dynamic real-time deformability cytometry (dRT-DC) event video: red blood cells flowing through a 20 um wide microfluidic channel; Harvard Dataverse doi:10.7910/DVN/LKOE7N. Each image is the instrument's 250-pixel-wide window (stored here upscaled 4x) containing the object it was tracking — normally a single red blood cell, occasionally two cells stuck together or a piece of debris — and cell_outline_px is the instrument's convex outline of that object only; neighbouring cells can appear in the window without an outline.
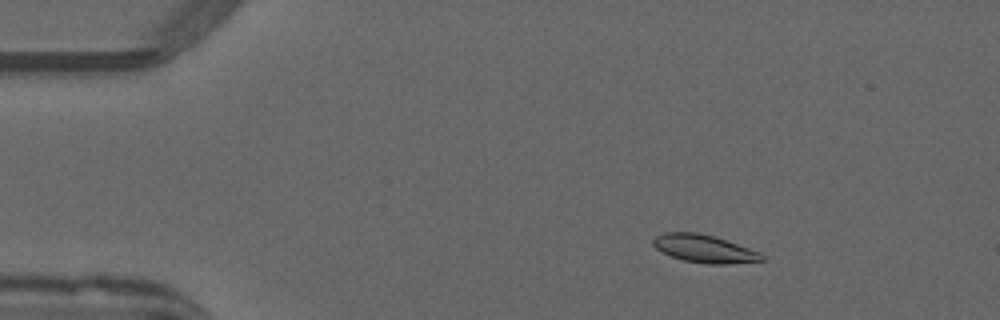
{"species": "common noctule bat (a hibernating species)", "species_latin": "Nyctalus noctula", "temperature_condition": "warm", "stored_images_in_passage": 49, "camera_frame_rate_fps": 3000, "um_per_image_px": 0.085, "animal": {"sex": "male", "forearm_length_mm": 52.5}, "frame": {"image": 1, "passage_image": 6, "time_ms": 1.667, "image_size_px": [1000, 320], "cell_outline_px": [[764, 260], [728, 264], [708, 264], [684, 260], [672, 256], [656, 248], [652, 244], [652, 240], [656, 236], [664, 232], [696, 232], [716, 236], [760, 252], [764, 256]], "centroid_in_image_um": [59.87, 21.13], "position_along_channel_um": 25.1, "area_um2": 17.57}}
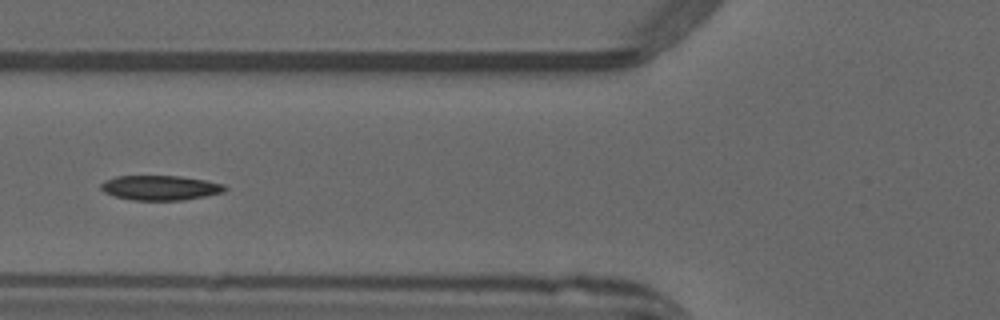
{"frame": {"image": 2, "passage_image": 18, "time_ms": 5.667, "image_size_px": [1000, 320], "cell_outline_px": [[228, 188], [224, 192], [184, 200], [132, 200], [116, 196], [104, 192], [100, 188], [100, 184], [104, 180], [116, 176], [180, 176], [204, 180], [224, 184]], "centroid_in_image_um": [13.61, 15.96], "position_along_channel_um": 112.2, "area_um2": 17.86}}
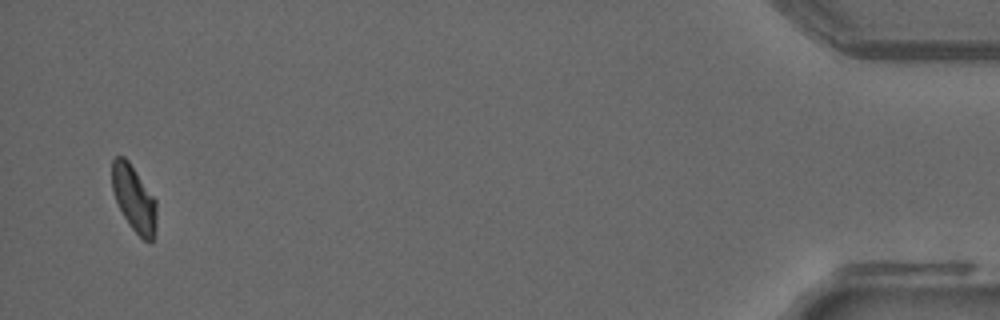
{"frame": {"image": 3, "passage_image": 48, "time_ms": 15.667, "image_size_px": [1000, 320], "cell_outline_px": [[156, 228], [152, 240], [144, 240], [128, 224], [116, 200], [112, 188], [112, 160], [116, 156], [124, 156], [128, 160], [156, 200]], "centroid_in_image_um": [11.38, 16.86], "position_along_channel_um": 423.8, "area_um2": 16.88}, "authors_computed_cell_mechanics": {"area_um2": 17.918, "velocity_mm_per_s": 3.9889, "shape_relaxation_time_tau1_ms": 9.6114, "shape_relaxation_time_tau2_ms": 3.4969, "deformation_change_tau1": 0.2091, "deformation_change_tau2": 0.0925}}